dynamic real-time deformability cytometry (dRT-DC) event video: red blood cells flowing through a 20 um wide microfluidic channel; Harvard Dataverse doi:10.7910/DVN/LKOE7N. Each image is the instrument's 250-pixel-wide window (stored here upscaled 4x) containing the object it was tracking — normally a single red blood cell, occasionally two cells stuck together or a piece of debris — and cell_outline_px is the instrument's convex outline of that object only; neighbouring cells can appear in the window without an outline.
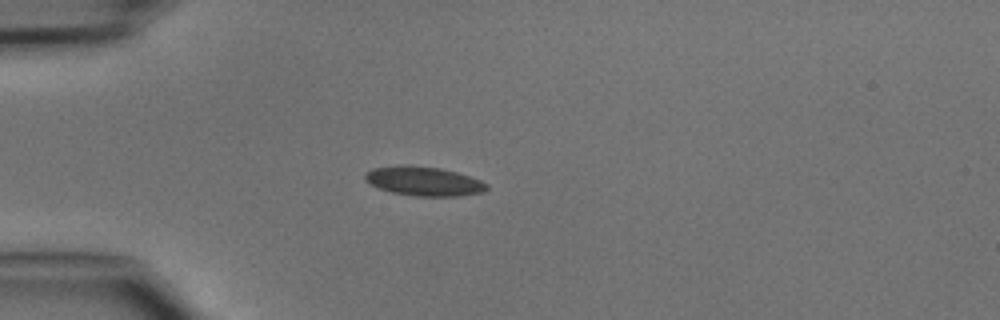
{"species": "common noctule bat (a hibernating species)", "species_latin": "Nyctalus noctula", "temperature_condition": "cold", "stored_images_in_passage": 36, "camera_frame_rate_fps": 3000, "um_per_image_px": 0.085, "animal": {"sex": "male", "body_mass_g": 15.6}, "frame": {"image": 1, "passage_image": 1, "time_ms": 0.0, "image_size_px": [1000, 320], "cell_outline_px": [[488, 188], [484, 192], [460, 196], [416, 196], [392, 192], [380, 188], [364, 180], [364, 172], [372, 168], [404, 164], [440, 168], [456, 172], [480, 180], [488, 184]], "centroid_in_image_um": [36.01, 15.39], "position_along_channel_um": 49.0, "area_um2": 20.75}}
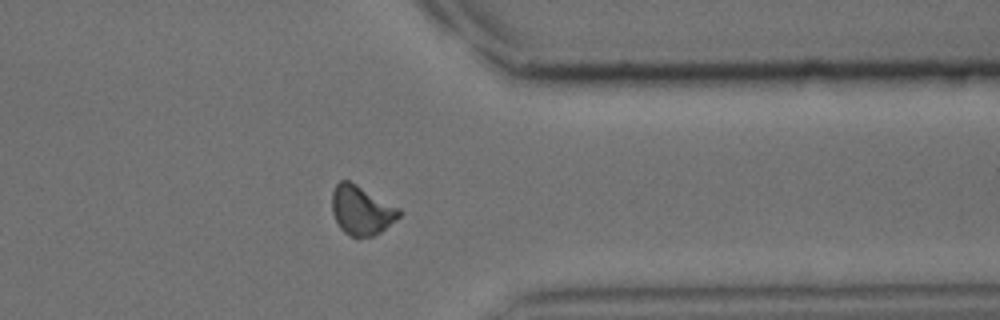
{"frame": {"image": 2, "passage_image": 26, "time_ms": 8.333, "image_size_px": [1000, 320], "cell_outline_px": [[400, 216], [380, 232], [372, 236], [352, 236], [344, 232], [340, 228], [332, 212], [332, 192], [336, 184], [340, 180], [348, 180], [356, 184], [400, 208]], "centroid_in_image_um": [30.7, 17.86], "position_along_channel_um": 380.7, "area_um2": 18.96}}
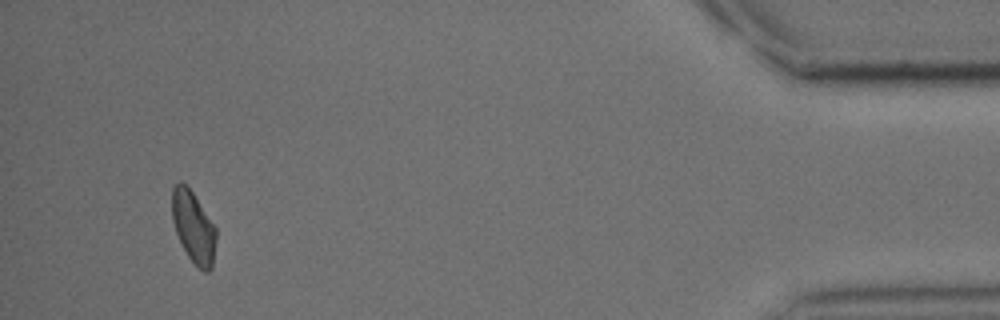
{"frame": {"image": 3, "passage_image": 33, "time_ms": 10.667, "image_size_px": [1000, 320], "cell_outline_px": [[216, 240], [212, 268], [208, 272], [204, 272], [188, 256], [176, 232], [172, 220], [172, 188], [180, 180], [192, 192], [216, 228]], "centroid_in_image_um": [16.44, 19.3], "position_along_channel_um": 418.8, "area_um2": 18.03}}